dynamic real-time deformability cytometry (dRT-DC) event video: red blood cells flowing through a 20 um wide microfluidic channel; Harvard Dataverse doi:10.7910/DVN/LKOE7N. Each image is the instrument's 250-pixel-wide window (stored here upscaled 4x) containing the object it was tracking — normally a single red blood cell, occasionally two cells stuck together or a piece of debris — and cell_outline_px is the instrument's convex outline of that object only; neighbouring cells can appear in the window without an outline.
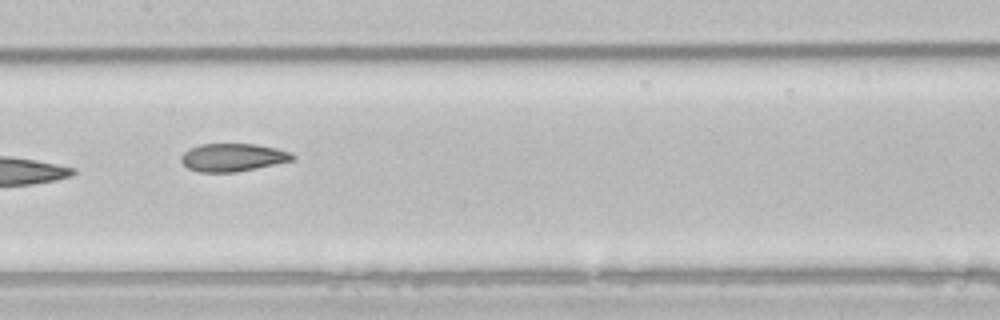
{"species": "common noctule bat (a hibernating species)", "species_latin": "Nyctalus noctula", "temperature_condition": "room temperature", "stored_images_in_passage": 8, "camera_frame_rate_fps": 3000, "um_per_image_px": 0.085, "animal": {"sex": "male", "body_mass_g": 21.5, "forearm_length_mm": 52.0}, "frame": {"image": 1, "passage_image": 7, "time_ms": 8.0, "image_size_px": [1000, 320], "cell_outline_px": [[296, 160], [236, 172], [200, 172], [188, 168], [180, 160], [180, 156], [188, 148], [200, 144], [256, 144], [276, 148], [292, 152], [296, 156]], "centroid_in_image_um": [19.81, 13.37], "position_along_channel_um": 187.6, "area_um2": 18.32}}
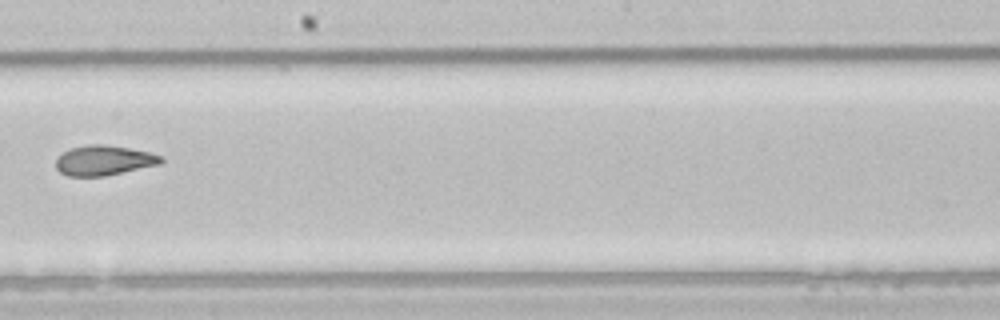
{"frame": {"image": 2, "passage_image": 8, "time_ms": 9.333, "image_size_px": [1000, 320], "cell_outline_px": [[164, 160], [160, 164], [104, 176], [68, 176], [60, 172], [56, 168], [56, 160], [64, 152], [72, 148], [92, 144], [104, 144], [128, 148], [148, 152], [164, 156]], "centroid_in_image_um": [8.85, 13.64], "position_along_channel_um": 239.3, "area_um2": 18.15}}